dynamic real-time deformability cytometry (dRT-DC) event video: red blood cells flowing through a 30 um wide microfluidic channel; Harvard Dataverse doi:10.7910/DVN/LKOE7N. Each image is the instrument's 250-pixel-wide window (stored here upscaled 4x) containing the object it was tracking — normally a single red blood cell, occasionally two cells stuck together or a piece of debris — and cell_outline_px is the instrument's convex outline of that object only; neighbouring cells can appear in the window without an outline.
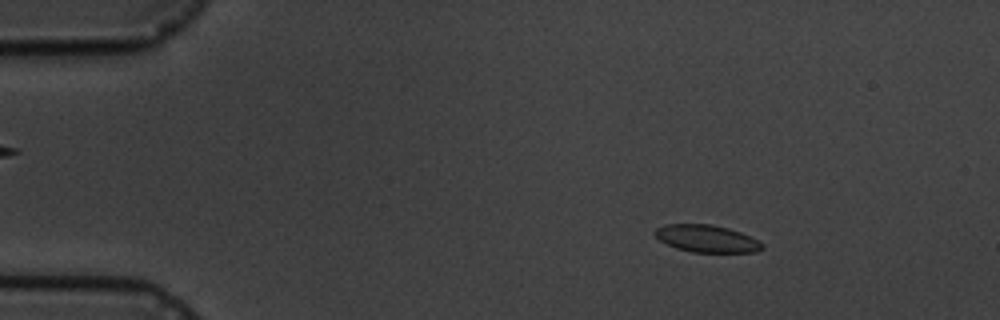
{"species": "common noctule bat (a hibernating species)", "species_latin": "Nyctalus noctula", "temperature_condition": "cold", "stored_images_in_passage": 5, "camera_frame_rate_fps": 3000, "um_per_image_px": 0.085, "animal": {"sex": "male", "body_mass_g": 19.5, "forearm_length_mm": 54.6}, "frame": {"image": 1, "passage_image": 2, "time_ms": 1.333, "image_size_px": [1000, 320], "cell_outline_px": [[764, 248], [756, 252], [692, 252], [676, 248], [660, 240], [652, 232], [656, 228], [664, 224], [712, 224], [728, 228], [740, 232], [764, 244]], "centroid_in_image_um": [60.05, 20.28], "position_along_channel_um": 25.0, "area_um2": 16.99}}
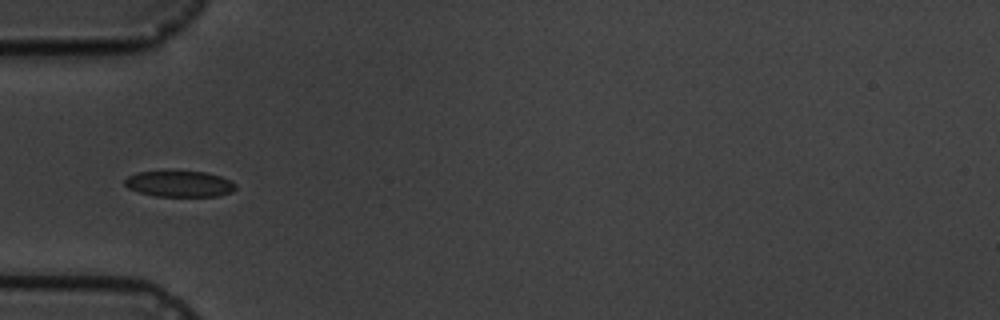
{"frame": {"image": 2, "passage_image": 5, "time_ms": 4.667, "image_size_px": [1000, 320], "cell_outline_px": [[236, 188], [232, 192], [220, 196], [156, 196], [140, 192], [128, 188], [124, 184], [124, 180], [128, 176], [136, 172], [164, 168], [204, 172], [220, 176], [236, 184]], "centroid_in_image_um": [15.2, 15.58], "position_along_channel_um": 69.8, "area_um2": 17.57}}